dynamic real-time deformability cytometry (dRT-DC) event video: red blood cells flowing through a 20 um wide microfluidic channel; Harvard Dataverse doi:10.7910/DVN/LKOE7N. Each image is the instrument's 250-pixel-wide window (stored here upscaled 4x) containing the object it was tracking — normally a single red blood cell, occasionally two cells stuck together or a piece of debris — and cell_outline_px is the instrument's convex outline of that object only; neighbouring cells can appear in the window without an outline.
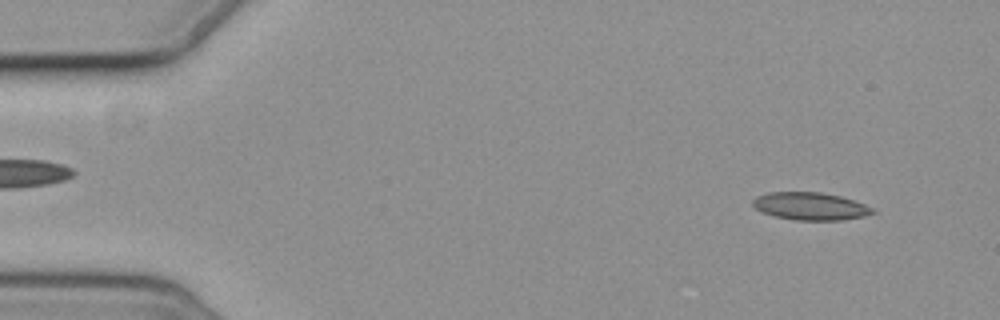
{"species": "common noctule bat (a hibernating species)", "species_latin": "Nyctalus noctula", "temperature_condition": "cold", "stored_images_in_passage": 6, "camera_frame_rate_fps": 3000, "um_per_image_px": 0.085, "animal": {"sex": "female", "body_mass_g": 19.3, "forearm_length_mm": 54.1}, "frame": {"image": 1, "passage_image": 1, "time_ms": 0.0, "image_size_px": [1000, 320], "cell_outline_px": [[876, 212], [864, 216], [840, 220], [796, 220], [776, 216], [764, 212], [756, 208], [752, 204], [752, 200], [756, 196], [768, 192], [820, 192], [840, 196], [864, 204], [872, 208]], "centroid_in_image_um": [68.87, 17.52], "position_along_channel_um": 16.1, "area_um2": 19.07}}
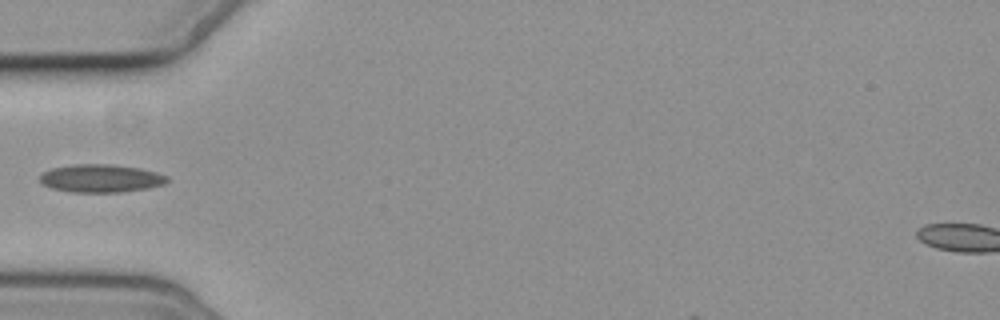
{"frame": {"image": 2, "passage_image": 5, "time_ms": 4.667, "image_size_px": [1000, 320], "cell_outline_px": [[168, 180], [164, 184], [148, 188], [120, 192], [72, 192], [52, 188], [40, 184], [40, 176], [44, 172], [52, 168], [72, 164], [112, 164], [140, 168], [156, 172], [168, 176]], "centroid_in_image_um": [8.57, 15.15], "position_along_channel_um": 76.4, "area_um2": 20.81}}
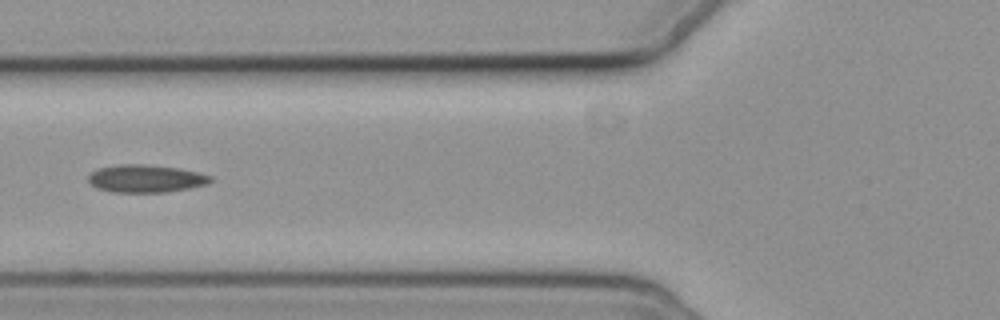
{"frame": {"image": 3, "passage_image": 6, "time_ms": 5.667, "image_size_px": [1000, 320], "cell_outline_px": [[212, 180], [208, 184], [188, 188], [164, 192], [112, 192], [96, 188], [88, 180], [88, 176], [92, 172], [100, 168], [120, 164], [140, 164], [180, 168], [212, 176]], "centroid_in_image_um": [12.39, 15.18], "position_along_channel_um": 113.4, "area_um2": 19.54}}